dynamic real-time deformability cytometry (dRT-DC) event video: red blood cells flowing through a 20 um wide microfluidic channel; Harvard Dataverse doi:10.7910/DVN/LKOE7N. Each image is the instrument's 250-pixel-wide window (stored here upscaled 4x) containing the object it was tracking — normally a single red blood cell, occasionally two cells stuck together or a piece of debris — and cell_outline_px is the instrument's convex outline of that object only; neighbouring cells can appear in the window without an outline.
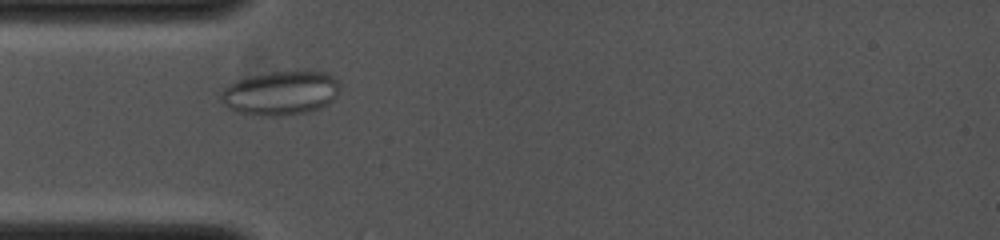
{"species": "common noctule bat (a hibernating species)", "species_latin": "Nyctalus noctula", "temperature_condition": "cold", "stored_images_in_passage": 5, "camera_frame_rate_fps": 4000, "um_per_image_px": 0.085, "animal": {"sex": "female", "body_mass_g": 19.0, "forearm_length_mm": 53.3}, "frame": {"image": 1, "passage_image": 2, "time_ms": 0.5, "image_size_px": [1000, 240], "cell_outline_px": [[340, 88], [336, 96], [328, 104], [308, 112], [280, 116], [264, 116], [240, 112], [228, 108], [220, 100], [220, 92], [228, 84], [236, 80], [248, 76], [268, 72], [308, 68], [328, 72], [336, 76], [340, 84]], "centroid_in_image_um": [23.9, 7.85], "position_along_channel_um": 61.1, "area_um2": 31.62}}
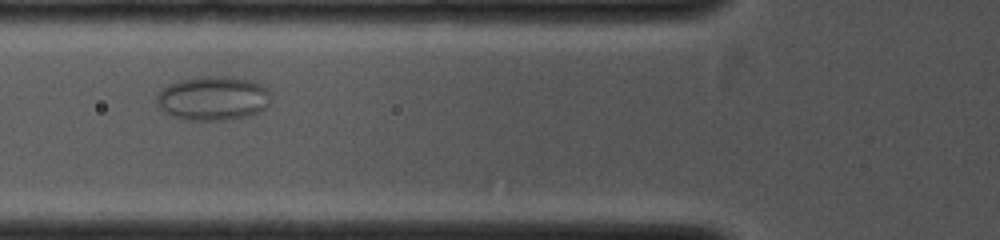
{"frame": {"image": 2, "passage_image": 4, "time_ms": 1.5, "image_size_px": [1000, 240], "cell_outline_px": [[272, 96], [268, 104], [260, 112], [244, 116], [224, 120], [188, 120], [172, 116], [164, 112], [156, 104], [156, 96], [168, 84], [180, 80], [208, 76], [220, 76], [248, 80], [260, 84]], "centroid_in_image_um": [18.08, 8.37], "position_along_channel_um": 107.7, "area_um2": 29.07}}